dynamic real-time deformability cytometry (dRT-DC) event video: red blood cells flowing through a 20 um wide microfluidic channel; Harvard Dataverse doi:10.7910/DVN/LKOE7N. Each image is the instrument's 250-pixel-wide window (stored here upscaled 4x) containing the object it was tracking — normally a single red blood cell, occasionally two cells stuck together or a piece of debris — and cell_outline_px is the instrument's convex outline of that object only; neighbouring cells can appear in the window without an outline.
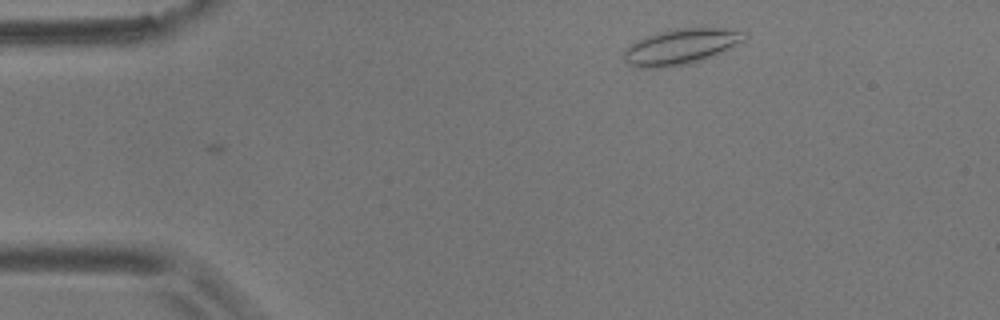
{"species": "common noctule bat (a hibernating species)", "species_latin": "Nyctalus noctula", "temperature_condition": "room temperature", "stored_images_in_passage": 4, "camera_frame_rate_fps": 3000, "um_per_image_px": 0.085, "animal": {"sex": "male", "body_mass_g": 17.9}, "frame": {"image": 1, "passage_image": 4, "time_ms": 1.0, "image_size_px": [1000, 320], "cell_outline_px": [[744, 40], [720, 52], [700, 60], [688, 64], [660, 68], [640, 68], [628, 64], [624, 60], [624, 48], [636, 40], [644, 36], [676, 28], [736, 28], [744, 32]], "centroid_in_image_um": [57.81, 3.96], "position_along_channel_um": 27.2, "area_um2": 24.85}}